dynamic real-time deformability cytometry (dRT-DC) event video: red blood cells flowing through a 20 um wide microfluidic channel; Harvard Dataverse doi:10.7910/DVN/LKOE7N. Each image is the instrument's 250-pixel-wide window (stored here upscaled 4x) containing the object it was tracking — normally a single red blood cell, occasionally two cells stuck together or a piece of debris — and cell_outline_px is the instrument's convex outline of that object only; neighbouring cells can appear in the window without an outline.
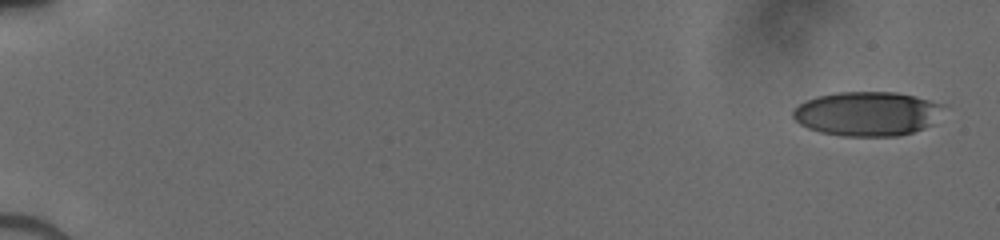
{"species": "human", "species_latin": "Homo sapiens", "temperature_condition": "cold", "stored_images_in_passage": 50, "camera_frame_rate_fps": 3000, "um_per_image_px": 0.085, "donor": {"sex": "male"}, "frame": {"image": 1, "passage_image": 1, "time_ms": 0.0, "image_size_px": [1000, 240], "cell_outline_px": [[948, 104], [932, 124], [924, 128], [900, 136], [840, 136], [820, 132], [808, 128], [800, 124], [792, 116], [792, 108], [804, 100], [816, 96], [836, 92], [896, 92], [916, 96]], "centroid_in_image_um": [73.72, 9.65], "position_along_channel_um": 11.3, "area_um2": 39.48}}
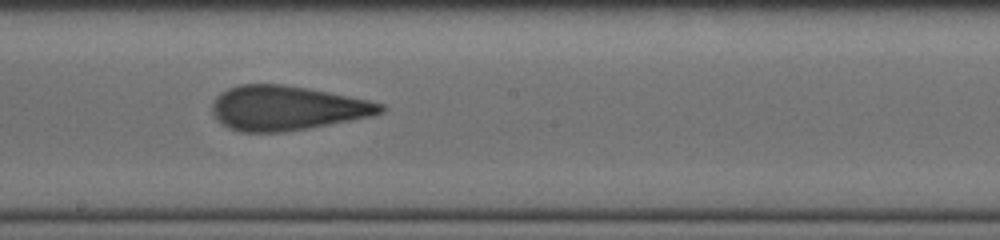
{"frame": {"image": 2, "passage_image": 30, "time_ms": 9.667, "image_size_px": [1000, 240], "cell_outline_px": [[384, 112], [372, 116], [308, 128], [284, 132], [240, 132], [228, 128], [220, 124], [212, 112], [212, 104], [216, 96], [228, 88], [240, 84], [280, 84], [328, 92], [368, 100], [384, 104]], "centroid_in_image_um": [24.34, 9.19], "position_along_channel_um": 223.9, "area_um2": 43.52}}
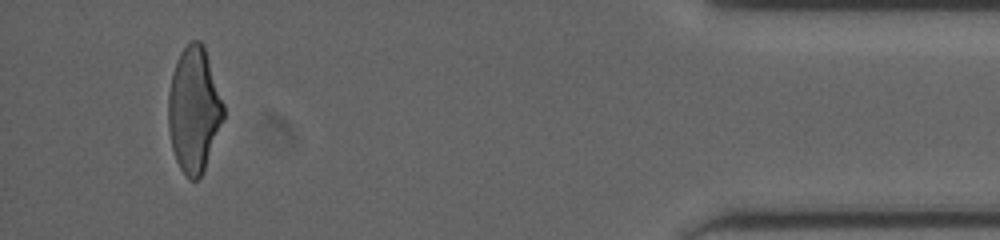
{"frame": {"image": 3, "passage_image": 48, "time_ms": 15.667, "image_size_px": [1000, 240], "cell_outline_px": [[224, 120], [204, 172], [196, 180], [188, 180], [180, 168], [176, 160], [172, 148], [168, 128], [168, 92], [172, 72], [180, 52], [192, 40], [200, 40], [204, 44], [224, 104]], "centroid_in_image_um": [16.49, 9.34], "position_along_channel_um": 418.7, "area_um2": 40.75}}